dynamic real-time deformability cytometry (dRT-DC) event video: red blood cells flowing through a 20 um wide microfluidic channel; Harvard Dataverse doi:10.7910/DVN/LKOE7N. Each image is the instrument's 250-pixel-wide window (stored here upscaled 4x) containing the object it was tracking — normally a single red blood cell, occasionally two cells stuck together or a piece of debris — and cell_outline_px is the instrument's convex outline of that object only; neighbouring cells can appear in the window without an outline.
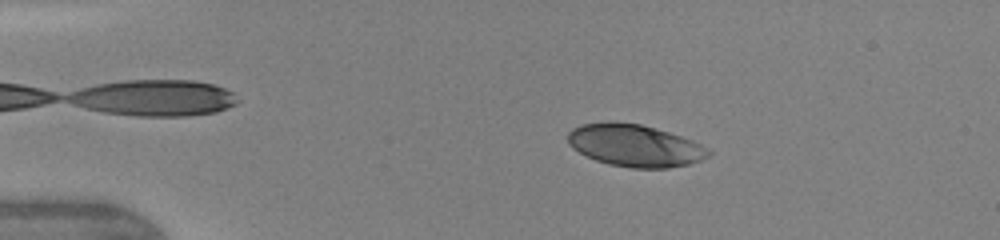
{"species": "human", "species_latin": "Homo sapiens", "temperature_condition": "warm", "stored_images_in_passage": 47, "camera_frame_rate_fps": 3000, "um_per_image_px": 0.085, "donor": {"sex": "female"}, "frame": {"image": 1, "passage_image": 8, "time_ms": 2.333, "image_size_px": [1000, 240], "cell_outline_px": [[712, 152], [708, 156], [700, 160], [688, 164], [668, 168], [632, 168], [608, 164], [596, 160], [572, 148], [568, 144], [568, 132], [572, 128], [580, 124], [608, 120], [640, 124], [668, 132], [692, 140], [700, 144]], "centroid_in_image_um": [53.92, 12.35], "position_along_channel_um": 31.1, "area_um2": 34.62}}
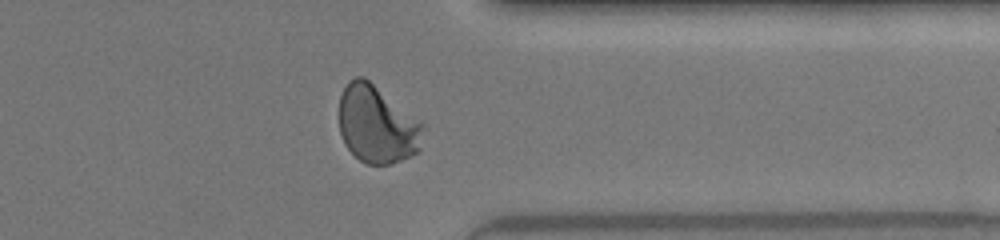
{"frame": {"image": 2, "passage_image": 37, "time_ms": 12.0, "image_size_px": [1000, 240], "cell_outline_px": [[424, 124], [420, 152], [412, 156], [388, 164], [364, 164], [344, 144], [340, 132], [340, 96], [348, 80], [356, 76], [364, 76]], "centroid_in_image_um": [32.05, 10.58], "position_along_channel_um": 379.4, "area_um2": 37.97}}
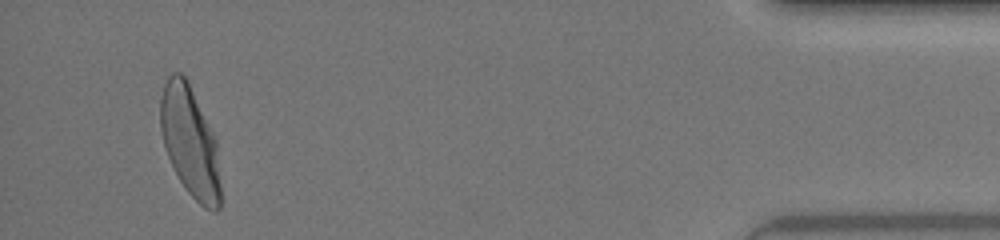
{"frame": {"image": 3, "passage_image": 45, "time_ms": 14.333, "image_size_px": [1000, 240], "cell_outline_px": [[220, 208], [216, 212], [212, 212], [204, 208], [188, 192], [180, 180], [168, 156], [164, 144], [160, 128], [160, 96], [164, 84], [168, 76], [172, 72], [180, 72], [188, 80], [216, 140], [220, 184]], "centroid_in_image_um": [16.14, 12.04], "position_along_channel_um": 419.1, "area_um2": 38.49}, "authors_computed_cell_mechanics": {"area_um2": 36.0094, "velocity_mm_per_s": 4.2838, "shape_relaxation_time_tau1_ms": 3.0798, "shape_relaxation_time_tau2_ms": null, "deformation_change_tau1": 0.1761, "deformation_change_tau2": null}}